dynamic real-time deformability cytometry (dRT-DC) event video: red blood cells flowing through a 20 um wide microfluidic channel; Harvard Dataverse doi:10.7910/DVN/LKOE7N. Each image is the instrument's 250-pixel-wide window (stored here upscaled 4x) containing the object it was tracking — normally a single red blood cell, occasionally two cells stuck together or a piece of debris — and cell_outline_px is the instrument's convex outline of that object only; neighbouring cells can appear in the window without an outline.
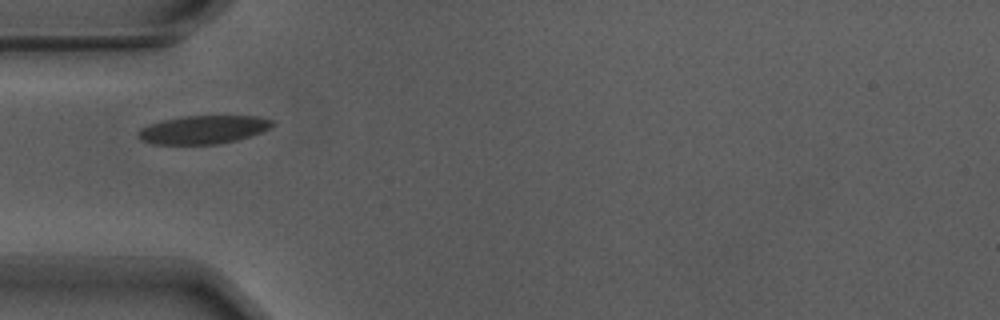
{"species": "Egyptian fruit bat (a non-hibernating species)", "species_latin": "Rousettus aegyptiacus", "temperature_condition": "warm", "stored_images_in_passage": 14, "camera_frame_rate_fps": 3000, "um_per_image_px": 0.085, "animal": {"sex": "male"}, "frame": {"image": 1, "passage_image": 1, "time_ms": 0.0, "image_size_px": [1000, 320], "cell_outline_px": [[276, 124], [272, 128], [236, 140], [216, 144], [152, 144], [144, 140], [136, 132], [140, 128], [164, 120], [184, 116], [256, 116], [276, 120]], "centroid_in_image_um": [17.35, 11.01], "position_along_channel_um": 67.7, "area_um2": 21.96}}